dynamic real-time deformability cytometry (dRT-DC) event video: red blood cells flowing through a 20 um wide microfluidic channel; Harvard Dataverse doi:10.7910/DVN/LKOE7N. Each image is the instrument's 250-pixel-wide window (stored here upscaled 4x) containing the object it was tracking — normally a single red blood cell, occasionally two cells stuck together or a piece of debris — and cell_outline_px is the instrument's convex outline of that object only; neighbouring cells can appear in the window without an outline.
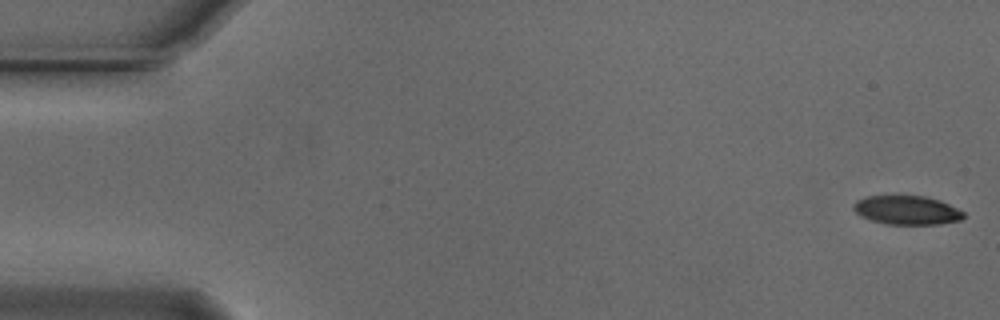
{"species": "Egyptian fruit bat (a non-hibernating species)", "species_latin": "Rousettus aegyptiacus", "temperature_condition": "cold", "stored_images_in_passage": 55, "camera_frame_rate_fps": 3000, "um_per_image_px": 0.085, "animal": {"sex": "male"}, "frame": {"image": 1, "passage_image": 1, "time_ms": 0.0, "image_size_px": [1000, 320], "cell_outline_px": [[964, 216], [960, 220], [940, 224], [884, 224], [860, 216], [852, 208], [852, 204], [856, 200], [868, 196], [924, 196], [940, 200], [964, 212]], "centroid_in_image_um": [77.05, 17.86], "position_along_channel_um": 7.9, "area_um2": 18.5}}
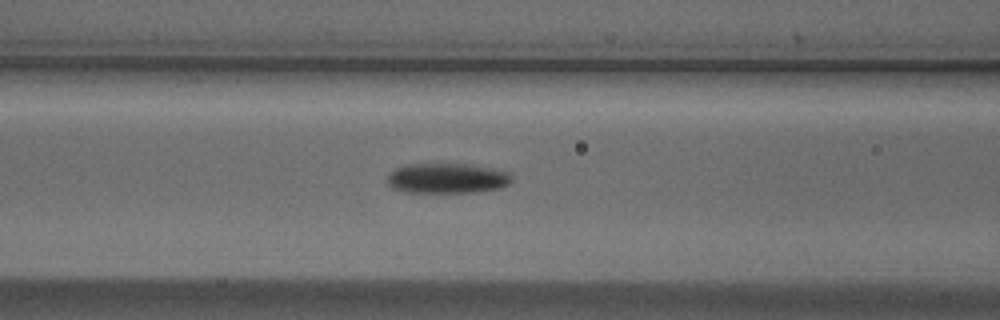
{"frame": {"image": 2, "passage_image": 22, "time_ms": 7.0, "image_size_px": [1000, 320], "cell_outline_px": [[512, 180], [508, 184], [500, 188], [476, 192], [404, 192], [392, 188], [388, 184], [388, 172], [404, 164], [464, 164], [488, 168], [508, 172], [512, 176]], "centroid_in_image_um": [37.96, 15.16], "position_along_channel_um": 128.6, "area_um2": 21.79}}
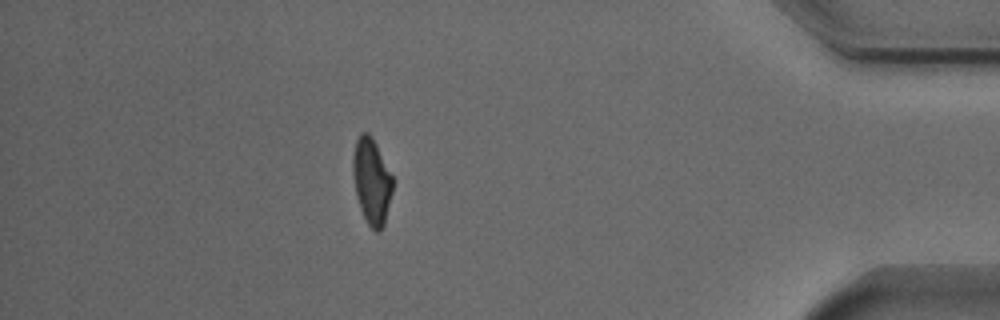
{"frame": {"image": 3, "passage_image": 48, "time_ms": 15.667, "image_size_px": [1000, 320], "cell_outline_px": [[392, 192], [384, 224], [380, 232], [376, 232], [368, 224], [360, 208], [356, 196], [352, 176], [352, 160], [356, 140], [360, 132], [368, 132], [372, 136], [392, 176]], "centroid_in_image_um": [31.56, 15.39], "position_along_channel_um": 403.6, "area_um2": 19.88}, "authors_computed_cell_mechanics": {"area_um2": 20.3456, "velocity_mm_per_s": 3.73, "shape_relaxation_time_tau1_ms": 4.169, "shape_relaxation_time_tau2_ms": 9.2254, "deformation_change_tau1": 0.1351, "deformation_change_tau2": 0.1616}}